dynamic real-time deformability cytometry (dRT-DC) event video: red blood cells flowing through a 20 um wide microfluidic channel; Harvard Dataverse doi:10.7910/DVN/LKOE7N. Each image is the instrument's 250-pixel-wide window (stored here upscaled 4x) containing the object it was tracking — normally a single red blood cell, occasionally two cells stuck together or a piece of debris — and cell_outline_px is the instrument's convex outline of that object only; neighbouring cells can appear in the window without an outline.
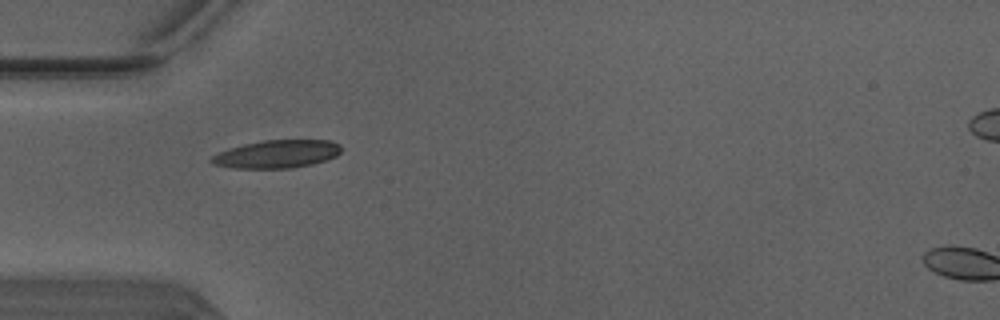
{"species": "Egyptian fruit bat (a non-hibernating species)", "species_latin": "Rousettus aegyptiacus", "temperature_condition": "warm", "stored_images_in_passage": 4, "camera_frame_rate_fps": 3000, "um_per_image_px": 0.085, "animal": {"sex": "male"}, "frame": {"image": 1, "passage_image": 1, "time_ms": 0.0, "image_size_px": [1000, 320], "cell_outline_px": [[340, 152], [336, 156], [328, 160], [312, 164], [292, 168], [232, 168], [212, 164], [208, 160], [212, 156], [228, 148], [244, 144], [264, 140], [332, 140], [340, 144]], "centroid_in_image_um": [23.54, 13.1], "position_along_channel_um": 61.5, "area_um2": 21.27}}